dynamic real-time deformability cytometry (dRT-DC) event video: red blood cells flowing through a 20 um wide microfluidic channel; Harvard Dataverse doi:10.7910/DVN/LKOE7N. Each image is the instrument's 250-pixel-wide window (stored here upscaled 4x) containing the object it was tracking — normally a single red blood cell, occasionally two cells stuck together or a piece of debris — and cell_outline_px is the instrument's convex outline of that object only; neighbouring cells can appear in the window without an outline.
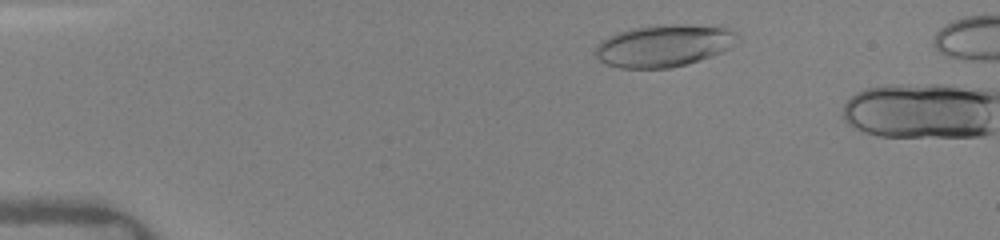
{"species": "human", "species_latin": "Homo sapiens", "temperature_condition": "warm", "stored_images_in_passage": 11, "camera_frame_rate_fps": 3000, "um_per_image_px": 0.085, "donor": {"sex": "female"}, "frame": {"image": 1, "passage_image": 7, "time_ms": 1.333, "image_size_px": [1000, 240], "cell_outline_px": [[740, 40], [724, 52], [688, 64], [668, 68], [620, 68], [608, 64], [600, 60], [596, 56], [596, 48], [608, 36], [616, 32], [632, 28], [664, 24], [684, 24], [724, 28], [740, 36]], "centroid_in_image_um": [56.46, 3.88], "position_along_channel_um": 28.5, "area_um2": 34.74}}